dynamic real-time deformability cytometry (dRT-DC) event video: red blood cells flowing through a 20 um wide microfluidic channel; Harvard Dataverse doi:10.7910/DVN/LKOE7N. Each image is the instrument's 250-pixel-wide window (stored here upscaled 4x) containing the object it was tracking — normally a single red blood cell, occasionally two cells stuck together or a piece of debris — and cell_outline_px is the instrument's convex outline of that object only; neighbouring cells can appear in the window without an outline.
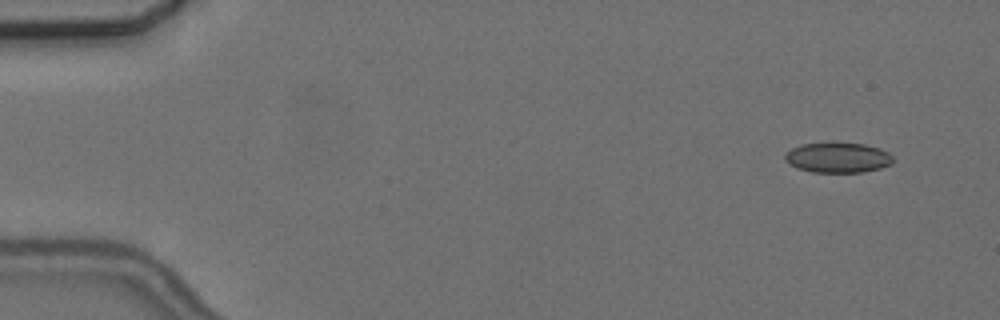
{"species": "common noctule bat (a hibernating species)", "species_latin": "Nyctalus noctula", "temperature_condition": "cold", "stored_images_in_passage": 7, "camera_frame_rate_fps": 3000, "um_per_image_px": 0.085, "animal": {"sex": "female", "body_mass_g": 24.6, "forearm_length_mm": 56.2}, "frame": {"image": 1, "passage_image": 2, "time_ms": 1.0, "image_size_px": [1000, 320], "cell_outline_px": [[892, 164], [880, 168], [864, 172], [812, 172], [796, 168], [788, 164], [784, 160], [784, 156], [792, 148], [800, 144], [864, 144], [880, 148], [888, 152], [892, 156]], "centroid_in_image_um": [71.21, 13.42], "position_along_channel_um": 13.8, "area_um2": 18.79}}
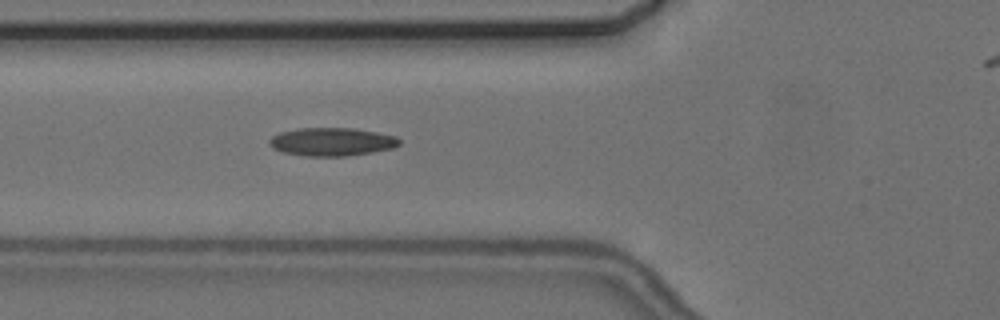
{"frame": {"image": 2, "passage_image": 6, "time_ms": 6.667, "image_size_px": [1000, 320], "cell_outline_px": [[400, 144], [392, 148], [372, 152], [344, 156], [304, 156], [284, 152], [272, 148], [268, 144], [268, 140], [272, 136], [280, 132], [300, 128], [352, 128], [376, 132], [396, 136], [400, 140]], "centroid_in_image_um": [28.18, 12.05], "position_along_channel_um": 97.6, "area_um2": 21.33}}